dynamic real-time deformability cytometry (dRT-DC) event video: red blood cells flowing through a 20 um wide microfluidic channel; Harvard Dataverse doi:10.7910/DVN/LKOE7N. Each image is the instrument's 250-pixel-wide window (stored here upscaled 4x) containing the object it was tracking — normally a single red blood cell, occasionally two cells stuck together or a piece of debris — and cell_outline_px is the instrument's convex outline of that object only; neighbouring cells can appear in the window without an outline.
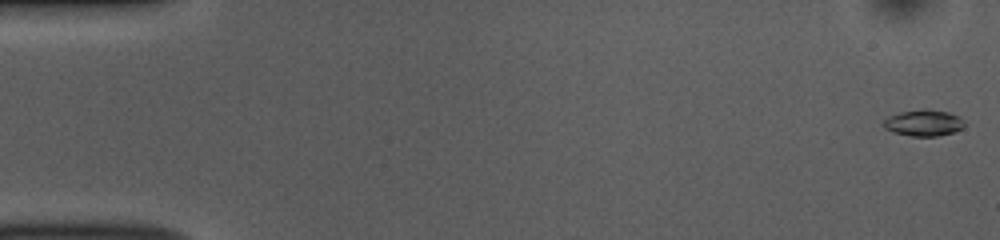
{"species": "common noctule bat (a hibernating species)", "species_latin": "Nyctalus noctula", "temperature_condition": "room temperature", "stored_images_in_passage": 52, "camera_frame_rate_fps": 3000, "um_per_image_px": 0.085, "animal": {"sex": "female", "body_mass_g": 10.0, "forearm_length_mm": 53.1}, "frame": {"image": 1, "passage_image": 1, "time_ms": 0.0, "image_size_px": [1000, 240], "cell_outline_px": [[964, 128], [952, 132], [936, 136], [912, 136], [892, 132], [884, 128], [884, 120], [888, 116], [900, 112], [924, 108], [948, 112], [960, 116], [964, 120]], "centroid_in_image_um": [78.52, 10.43], "position_along_channel_um": 6.5, "area_um2": 12.48}}
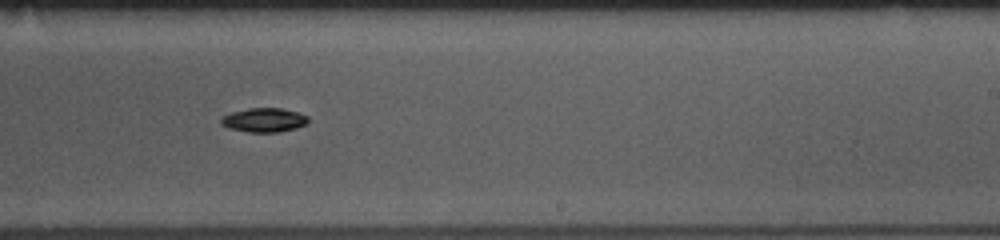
{"frame": {"image": 2, "passage_image": 32, "time_ms": 10.333, "image_size_px": [1000, 240], "cell_outline_px": [[308, 124], [296, 128], [280, 132], [248, 132], [228, 128], [220, 124], [220, 116], [232, 112], [248, 108], [280, 108], [296, 112], [308, 116]], "centroid_in_image_um": [22.41, 10.21], "position_along_channel_um": 266.6, "area_um2": 12.37}}
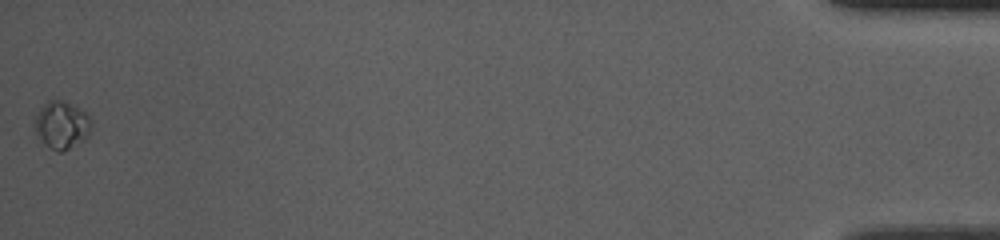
{"frame": {"image": 3, "passage_image": 52, "time_ms": 17.0, "image_size_px": [1000, 240], "cell_outline_px": [[92, 124], [88, 136], [68, 148], [60, 152], [56, 152], [36, 136], [32, 124], [32, 120], [40, 108], [48, 100], [64, 100], [72, 104], [84, 112], [92, 120]], "centroid_in_image_um": [5.19, 10.6], "position_along_channel_um": 430.0, "area_um2": 15.78}, "authors_computed_cell_mechanics": {"area_um2": 12.2536, "velocity_mm_per_s": 3.8663, "shape_relaxation_time_tau1_ms": 6.0935, "shape_relaxation_time_tau2_ms": null, "deformation_change_tau1": 0.1539, "deformation_change_tau2": null}}